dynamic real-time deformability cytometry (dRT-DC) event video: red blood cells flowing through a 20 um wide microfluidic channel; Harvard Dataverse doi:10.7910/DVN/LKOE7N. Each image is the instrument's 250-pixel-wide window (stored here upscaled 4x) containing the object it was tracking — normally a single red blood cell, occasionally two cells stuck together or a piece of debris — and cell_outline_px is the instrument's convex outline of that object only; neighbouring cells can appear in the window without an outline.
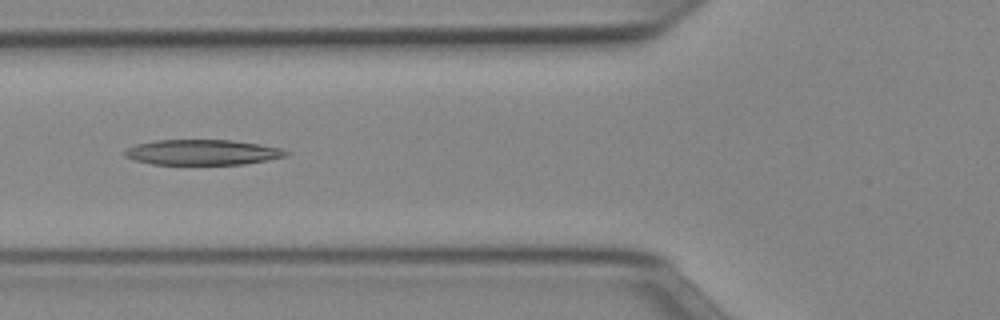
{"species": "Egyptian fruit bat (a non-hibernating species)", "species_latin": "Rousettus aegyptiacus", "temperature_condition": "cold", "stored_images_in_passage": 50, "camera_frame_rate_fps": 3000, "um_per_image_px": 0.085, "animal": {"sex": "female"}, "frame": {"image": 1, "passage_image": 18, "time_ms": 5.667, "image_size_px": [1000, 320], "cell_outline_px": [[288, 156], [268, 160], [244, 164], [152, 164], [136, 160], [124, 156], [124, 152], [128, 148], [136, 144], [156, 140], [232, 140], [280, 148], [288, 152]], "centroid_in_image_um": [17.2, 12.94], "position_along_channel_um": 108.6, "area_um2": 23.58}}
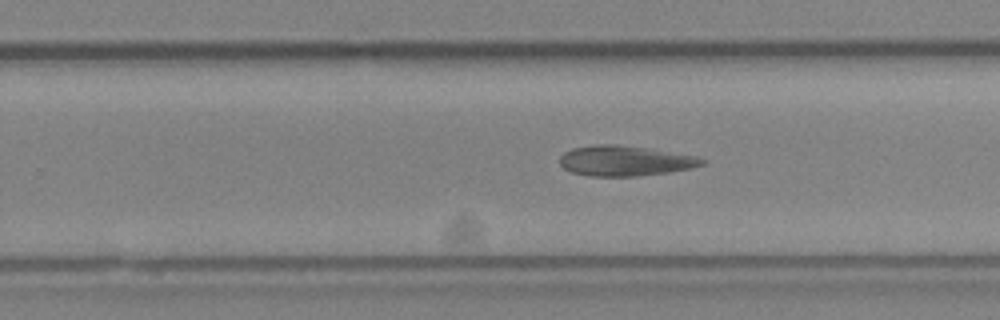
{"frame": {"image": 2, "passage_image": 31, "time_ms": 10.0, "image_size_px": [1000, 320], "cell_outline_px": [[708, 160], [704, 164], [692, 168], [668, 172], [636, 176], [588, 176], [572, 172], [564, 168], [560, 164], [560, 156], [564, 152], [572, 148], [596, 144], [616, 144], [652, 148], [696, 156]], "centroid_in_image_um": [53.14, 13.66], "position_along_channel_um": 276.7, "area_um2": 25.32}}
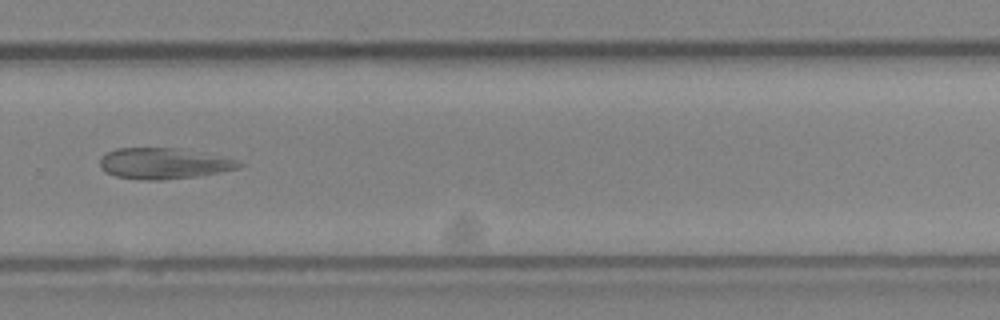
{"frame": {"image": 3, "passage_image": 34, "time_ms": 11.0, "image_size_px": [1000, 320], "cell_outline_px": [[244, 164], [240, 168], [220, 172], [196, 176], [160, 180], [144, 180], [116, 176], [108, 172], [100, 164], [100, 156], [116, 148], [180, 148], [236, 160]], "centroid_in_image_um": [13.91, 13.89], "position_along_channel_um": 315.9, "area_um2": 24.74}, "authors_computed_cell_mechanics": {"area_um2": 27.8885, "velocity_mm_per_s": 3.8919, "shape_relaxation_time_tau1_ms": null, "shape_relaxation_time_tau2_ms": 7.6718, "deformation_change_tau1": null, "deformation_change_tau2": 0.1324}}